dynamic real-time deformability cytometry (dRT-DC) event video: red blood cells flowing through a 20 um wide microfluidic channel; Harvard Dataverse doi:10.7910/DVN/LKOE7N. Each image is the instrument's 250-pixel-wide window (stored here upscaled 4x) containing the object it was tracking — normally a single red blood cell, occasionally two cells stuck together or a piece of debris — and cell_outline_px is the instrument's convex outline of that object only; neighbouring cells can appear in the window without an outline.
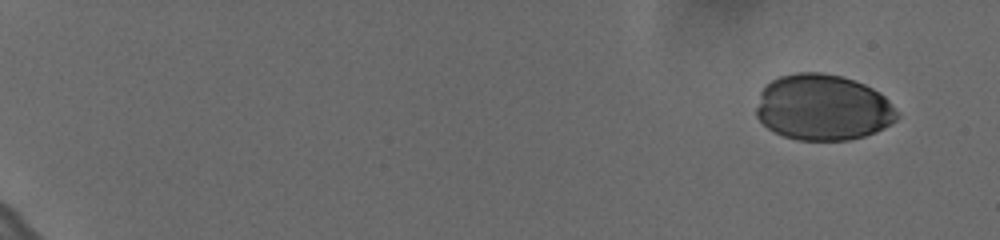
{"species": "human", "species_latin": "Homo sapiens", "temperature_condition": "cold", "stored_images_in_passage": 27, "camera_frame_rate_fps": 3000, "um_per_image_px": 0.085, "donor": {"sex": "female"}, "frame": {"image": 1, "passage_image": 1, "time_ms": 0.0, "image_size_px": [1000, 240], "cell_outline_px": [[900, 116], [896, 120], [884, 128], [876, 132], [864, 136], [848, 140], [796, 140], [784, 136], [768, 128], [756, 116], [756, 108], [760, 92], [764, 84], [780, 76], [796, 72], [824, 72], [840, 76], [864, 84], [880, 92], [900, 112]], "centroid_in_image_um": [69.95, 9.13], "position_along_channel_um": 15.0, "area_um2": 54.51}}
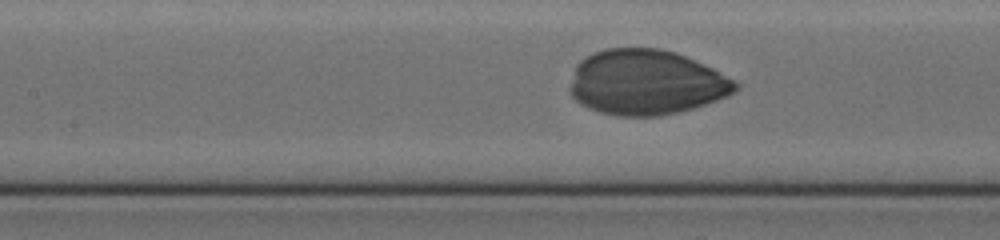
{"frame": {"image": 2, "passage_image": 20, "time_ms": 6.333, "image_size_px": [1000, 240], "cell_outline_px": [[740, 84], [728, 96], [680, 112], [660, 116], [616, 116], [600, 112], [588, 108], [580, 104], [568, 92], [568, 88], [576, 64], [584, 56], [592, 52], [604, 48], [660, 48], [676, 52], [704, 64], [712, 68]], "centroid_in_image_um": [54.86, 7.0], "position_along_channel_um": 152.5, "area_um2": 63.12}}
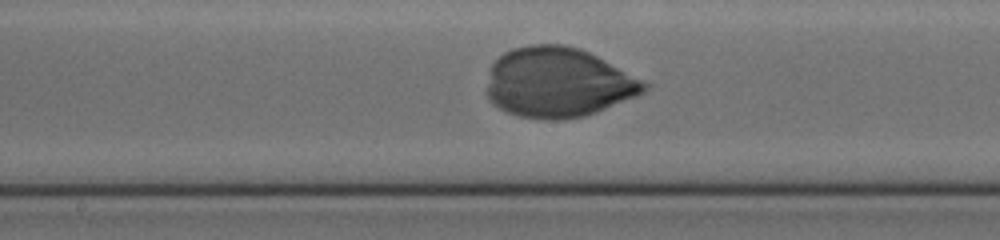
{"frame": {"image": 3, "passage_image": 23, "time_ms": 7.333, "image_size_px": [1000, 240], "cell_outline_px": [[648, 88], [644, 92], [636, 96], [596, 112], [584, 116], [564, 120], [552, 120], [520, 116], [508, 112], [500, 108], [488, 100], [484, 92], [492, 64], [504, 52], [512, 48], [528, 44], [564, 44], [588, 52], [596, 56], [648, 84]], "centroid_in_image_um": [47.37, 7.02], "position_along_channel_um": 200.8, "area_um2": 63.81}}